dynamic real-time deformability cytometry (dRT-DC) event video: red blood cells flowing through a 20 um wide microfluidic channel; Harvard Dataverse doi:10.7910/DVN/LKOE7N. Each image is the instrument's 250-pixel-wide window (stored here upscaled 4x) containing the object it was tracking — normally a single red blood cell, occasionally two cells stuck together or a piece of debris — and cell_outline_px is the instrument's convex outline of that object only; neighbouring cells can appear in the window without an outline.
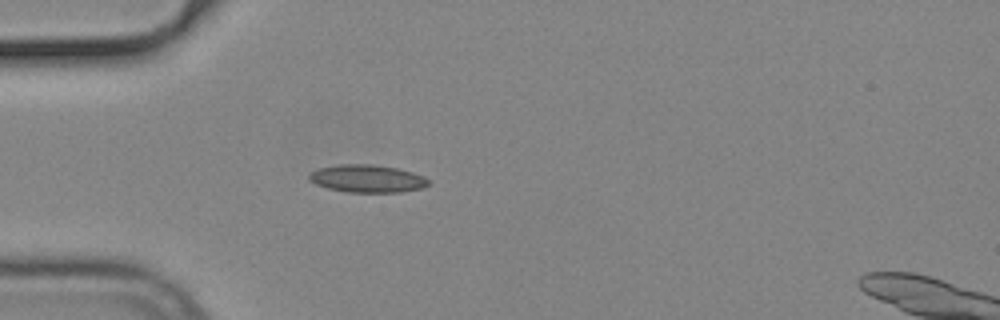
{"species": "common noctule bat (a hibernating species)", "species_latin": "Nyctalus noctula", "temperature_condition": "cold", "stored_images_in_passage": 38, "camera_frame_rate_fps": 3000, "um_per_image_px": 0.085, "animal": {"sex": "male", "body_mass_g": 19.2, "forearm_length_mm": 51.8}, "frame": {"image": 1, "passage_image": 2, "time_ms": 0.333, "image_size_px": [1000, 320], "cell_outline_px": [[428, 184], [420, 188], [400, 192], [344, 192], [328, 188], [316, 184], [308, 180], [308, 176], [312, 172], [320, 168], [340, 164], [372, 164], [396, 168], [412, 172], [424, 176], [428, 180]], "centroid_in_image_um": [31.19, 15.18], "position_along_channel_um": 53.8, "area_um2": 19.07}}
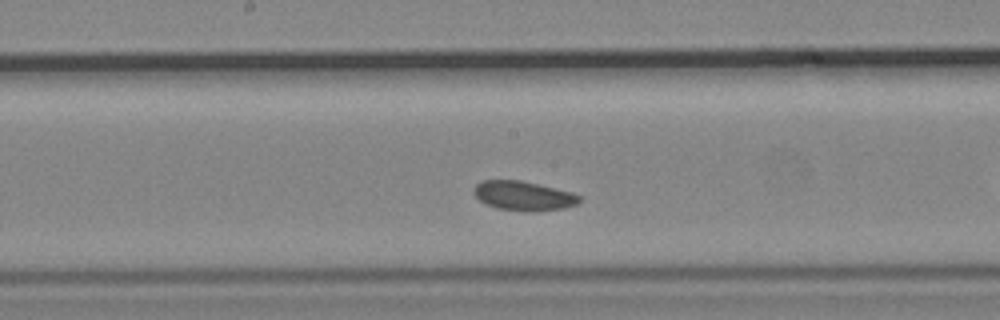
{"frame": {"image": 2, "passage_image": 11, "time_ms": 3.333, "image_size_px": [1000, 320], "cell_outline_px": [[580, 200], [576, 204], [564, 208], [528, 212], [524, 212], [496, 208], [484, 204], [472, 192], [472, 188], [480, 180], [520, 180], [572, 192], [580, 196]], "centroid_in_image_um": [44.44, 16.65], "position_along_channel_um": 203.8, "area_um2": 18.21}}
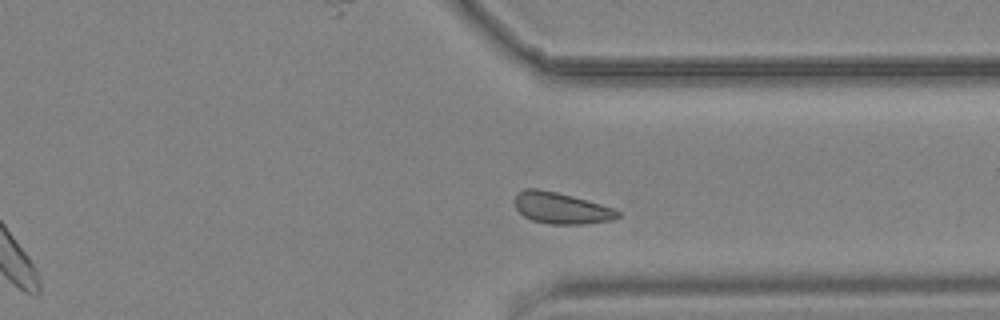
{"frame": {"image": 3, "passage_image": 24, "time_ms": 7.667, "image_size_px": [1000, 320], "cell_outline_px": [[620, 216], [608, 220], [584, 224], [552, 224], [532, 220], [524, 216], [516, 208], [516, 196], [524, 188], [540, 188], [572, 196], [600, 204], [612, 208], [620, 212]], "centroid_in_image_um": [47.68, 17.68], "position_along_channel_um": 363.7, "area_um2": 18.44}}